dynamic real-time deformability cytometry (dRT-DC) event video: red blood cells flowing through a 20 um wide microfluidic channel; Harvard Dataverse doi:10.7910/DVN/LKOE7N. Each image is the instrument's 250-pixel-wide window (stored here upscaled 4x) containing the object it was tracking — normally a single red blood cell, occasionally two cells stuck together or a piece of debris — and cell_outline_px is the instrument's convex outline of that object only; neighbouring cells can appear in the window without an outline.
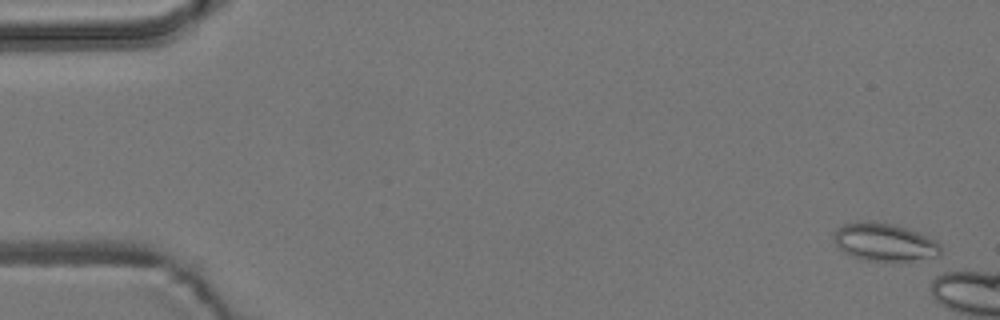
{"species": "common noctule bat (a hibernating species)", "species_latin": "Nyctalus noctula", "temperature_condition": "room temperature", "stored_images_in_passage": 6, "camera_frame_rate_fps": 3000, "um_per_image_px": 0.085, "animal": {"sex": "male", "body_mass_g": 19.2, "forearm_length_mm": 51.8}, "frame": {"image": 1, "passage_image": 1, "time_ms": 0.0, "image_size_px": [1000, 320], "cell_outline_px": [[940, 260], [868, 260], [844, 252], [836, 244], [832, 236], [832, 232], [836, 228], [844, 224], [892, 224], [928, 236], [936, 240], [940, 244]], "centroid_in_image_um": [75.27, 20.63], "position_along_channel_um": 9.7, "area_um2": 22.95}}